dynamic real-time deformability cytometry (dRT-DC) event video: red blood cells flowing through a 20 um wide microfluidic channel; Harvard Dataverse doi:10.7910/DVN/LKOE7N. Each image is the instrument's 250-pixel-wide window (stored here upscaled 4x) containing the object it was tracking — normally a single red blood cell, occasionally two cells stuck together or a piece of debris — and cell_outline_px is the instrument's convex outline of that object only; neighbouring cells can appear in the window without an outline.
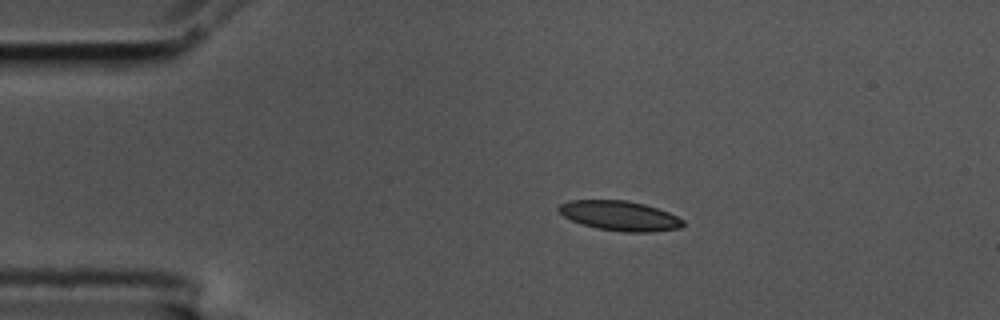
{"species": "common noctule bat (a hibernating species)", "species_latin": "Nyctalus noctula", "temperature_condition": "cold", "stored_images_in_passage": 4, "camera_frame_rate_fps": 3000, "um_per_image_px": 0.085, "animal": {"sex": "male", "body_mass_g": 17.5, "forearm_length_mm": 52.3}, "frame": {"image": 1, "passage_image": 1, "time_ms": 0.0, "image_size_px": [1000, 320], "cell_outline_px": [[684, 224], [680, 228], [656, 232], [624, 232], [596, 228], [580, 224], [564, 216], [556, 208], [560, 204], [568, 200], [628, 200], [644, 204], [668, 212], [684, 220]], "centroid_in_image_um": [52.67, 18.34], "position_along_channel_um": 32.3, "area_um2": 21.68}}